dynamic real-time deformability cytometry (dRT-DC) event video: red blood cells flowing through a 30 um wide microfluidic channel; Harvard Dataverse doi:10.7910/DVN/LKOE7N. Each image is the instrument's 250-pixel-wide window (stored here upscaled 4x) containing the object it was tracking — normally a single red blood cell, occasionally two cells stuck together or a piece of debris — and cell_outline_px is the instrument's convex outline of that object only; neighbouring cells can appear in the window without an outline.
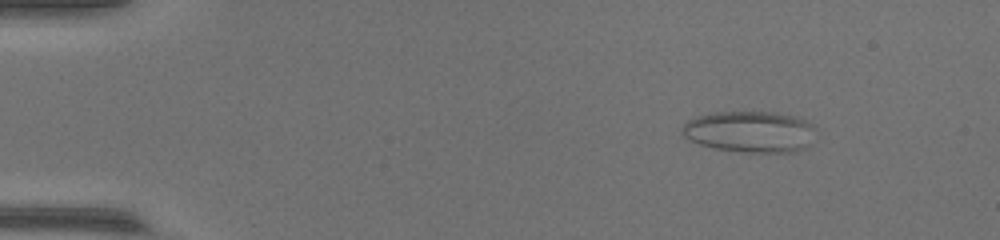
{"species": "common noctule bat (a hibernating species)", "species_latin": "Nyctalus noctula", "temperature_condition": "warm", "stored_images_in_passage": 55, "camera_frame_rate_fps": 3000, "um_per_image_px": 0.085, "animal": {"sex": "female", "body_mass_g": 17.0, "forearm_length_mm": 48.0}, "frame": {"image": 1, "passage_image": 8, "time_ms": 2.333, "image_size_px": [1000, 240], "cell_outline_px": [[816, 128], [812, 144], [796, 152], [740, 152], [716, 148], [700, 144], [688, 140], [680, 132], [680, 128], [688, 120], [696, 116], [716, 112], [772, 112], [796, 116], [812, 124]], "centroid_in_image_um": [63.76, 11.2], "position_along_channel_um": 21.2, "area_um2": 32.54}}
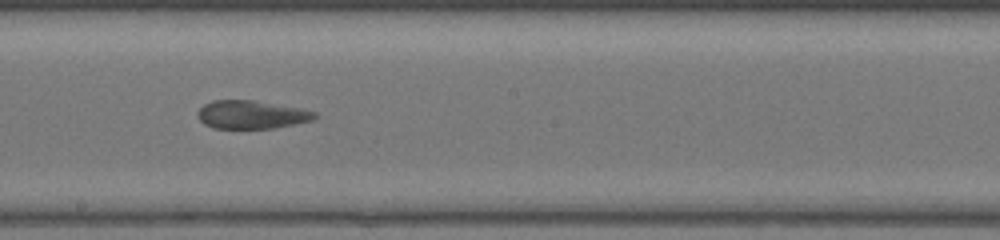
{"frame": {"image": 2, "passage_image": 32, "time_ms": 10.333, "image_size_px": [1000, 240], "cell_outline_px": [[320, 116], [312, 120], [276, 128], [212, 128], [204, 124], [196, 116], [196, 112], [204, 104], [212, 100], [252, 100], [300, 108], [316, 112]], "centroid_in_image_um": [21.36, 9.74], "position_along_channel_um": 226.8, "area_um2": 19.36}}
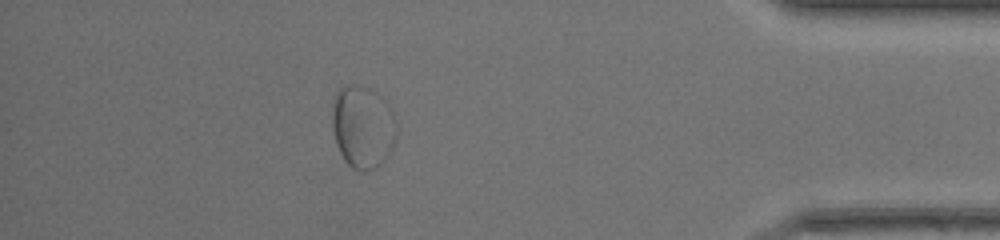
{"frame": {"image": 3, "passage_image": 49, "time_ms": 16.0, "image_size_px": [1000, 240], "cell_outline_px": [[396, 140], [380, 164], [376, 168], [352, 168], [344, 160], [336, 144], [332, 128], [332, 108], [336, 92], [340, 88], [352, 84], [368, 88], [376, 92], [388, 104], [396, 120]], "centroid_in_image_um": [30.82, 10.75], "position_along_channel_um": 404.4, "area_um2": 30.63}}